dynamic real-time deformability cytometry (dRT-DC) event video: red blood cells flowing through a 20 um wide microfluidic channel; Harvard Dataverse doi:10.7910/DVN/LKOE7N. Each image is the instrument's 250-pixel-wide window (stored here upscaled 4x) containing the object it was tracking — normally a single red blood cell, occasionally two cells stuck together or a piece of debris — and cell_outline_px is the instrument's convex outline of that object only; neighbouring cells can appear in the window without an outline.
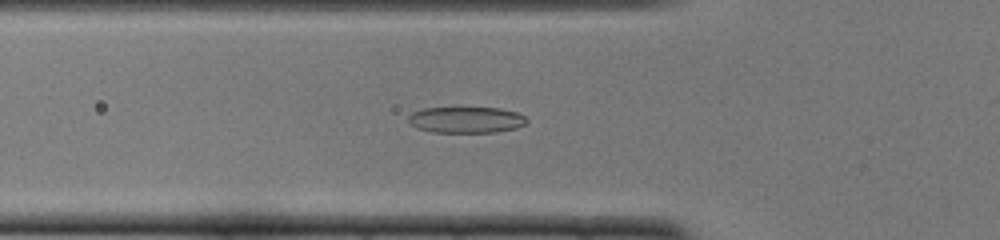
{"species": "common noctule bat (a hibernating species)", "species_latin": "Nyctalus noctula", "temperature_condition": "cold", "stored_images_in_passage": 37, "camera_frame_rate_fps": 3000, "um_per_image_px": 0.085, "animal": {"sex": "female", "body_mass_g": 22.0, "forearm_length_mm": 56.7}, "frame": {"image": 1, "passage_image": 7, "time_ms": 2.0, "image_size_px": [1000, 240], "cell_outline_px": [[528, 120], [524, 124], [516, 128], [492, 132], [432, 132], [416, 128], [408, 124], [408, 116], [412, 112], [424, 108], [500, 108], [516, 112], [524, 116]], "centroid_in_image_um": [39.57, 10.18], "position_along_channel_um": 86.2, "area_um2": 18.03}}
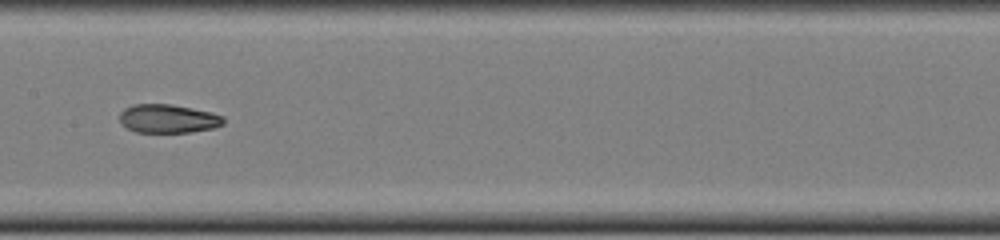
{"frame": {"image": 2, "passage_image": 15, "time_ms": 4.667, "image_size_px": [1000, 240], "cell_outline_px": [[224, 124], [212, 128], [192, 132], [136, 132], [128, 128], [120, 120], [120, 112], [124, 108], [132, 104], [172, 104], [212, 112], [224, 116]], "centroid_in_image_um": [14.31, 10.07], "position_along_channel_um": 193.1, "area_um2": 17.34}}
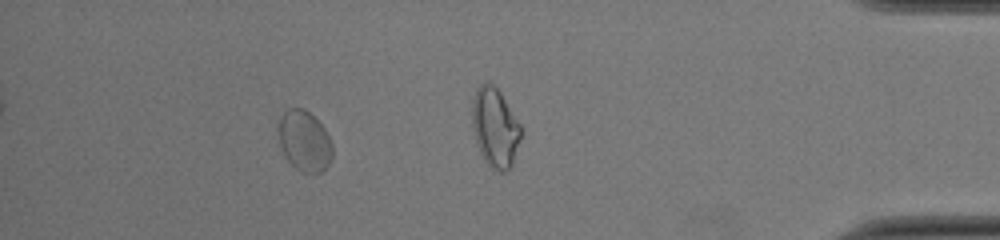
{"frame": {"image": 3, "passage_image": 32, "time_ms": 10.333, "image_size_px": [1000, 240], "cell_outline_px": [[332, 156], [328, 164], [320, 172], [300, 172], [288, 160], [276, 136], [276, 128], [280, 116], [288, 108], [304, 108], [324, 128], [332, 144]], "centroid_in_image_um": [25.83, 11.95], "position_along_channel_um": 409.4, "area_um2": 19.02}, "authors_computed_cell_mechanics": {"area_um2": 18.3226, "velocity_mm_per_s": 4.0063, "shape_relaxation_time_tau1_ms": null, "shape_relaxation_time_tau2_ms": 2.5704, "deformation_change_tau1": null, "deformation_change_tau2": 0.0803}}